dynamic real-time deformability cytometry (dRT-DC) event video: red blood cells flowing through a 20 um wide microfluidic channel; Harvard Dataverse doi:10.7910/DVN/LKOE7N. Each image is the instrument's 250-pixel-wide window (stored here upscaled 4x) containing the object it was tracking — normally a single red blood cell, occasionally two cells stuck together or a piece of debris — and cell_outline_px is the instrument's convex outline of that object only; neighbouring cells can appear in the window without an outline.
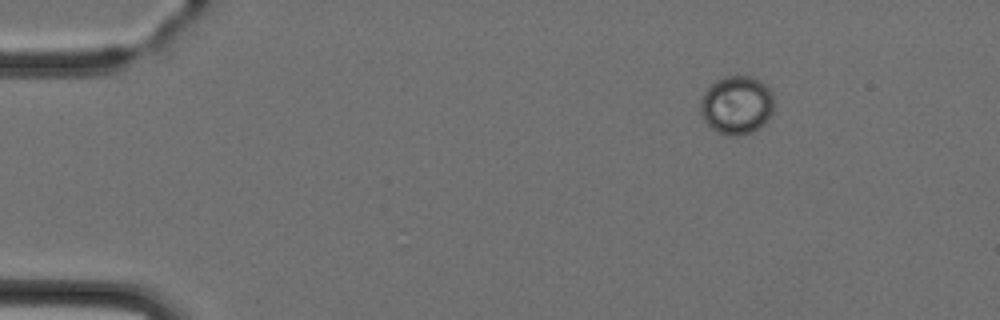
{"species": "Egyptian fruit bat (a non-hibernating species)", "species_latin": "Rousettus aegyptiacus", "temperature_condition": "cold", "stored_images_in_passage": 3, "camera_frame_rate_fps": 3000, "um_per_image_px": 0.085, "animal": {"sex": "female"}, "frame": {"image": 1, "passage_image": 3, "time_ms": 2.333, "image_size_px": [1000, 320], "cell_outline_px": [[772, 112], [768, 120], [760, 128], [752, 132], [740, 136], [732, 136], [716, 132], [704, 120], [700, 112], [700, 100], [704, 92], [716, 80], [724, 76], [752, 76], [760, 80], [772, 92]], "centroid_in_image_um": [62.61, 8.94], "position_along_channel_um": 22.4, "area_um2": 25.2}}